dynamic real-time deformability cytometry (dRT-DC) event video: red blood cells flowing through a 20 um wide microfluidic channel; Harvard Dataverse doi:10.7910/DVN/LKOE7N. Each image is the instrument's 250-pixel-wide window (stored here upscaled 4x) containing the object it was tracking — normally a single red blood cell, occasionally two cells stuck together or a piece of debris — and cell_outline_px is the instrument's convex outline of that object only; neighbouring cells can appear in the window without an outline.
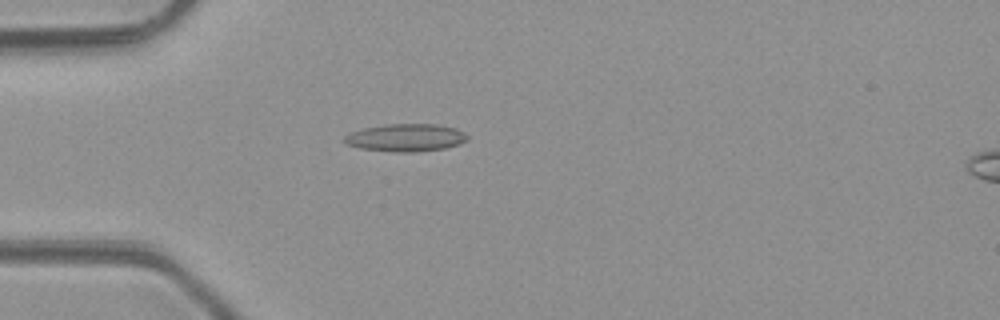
{"species": "common noctule bat (a hibernating species)", "species_latin": "Nyctalus noctula", "temperature_condition": "room temperature", "stored_images_in_passage": 1, "camera_frame_rate_fps": 3000, "um_per_image_px": 0.085, "animal": {"sex": "male", "body_mass_g": 23.1, "forearm_length_mm": 52.7}, "frame": {"image": 1, "passage_image": 1, "time_ms": 0.0, "image_size_px": [1000, 320], "cell_outline_px": [[468, 136], [460, 144], [444, 148], [416, 152], [396, 152], [360, 148], [348, 144], [344, 140], [344, 136], [352, 132], [364, 128], [384, 124], [436, 124], [456, 128], [464, 132]], "centroid_in_image_um": [34.5, 11.69], "position_along_channel_um": 50.5, "area_um2": 19.65}}